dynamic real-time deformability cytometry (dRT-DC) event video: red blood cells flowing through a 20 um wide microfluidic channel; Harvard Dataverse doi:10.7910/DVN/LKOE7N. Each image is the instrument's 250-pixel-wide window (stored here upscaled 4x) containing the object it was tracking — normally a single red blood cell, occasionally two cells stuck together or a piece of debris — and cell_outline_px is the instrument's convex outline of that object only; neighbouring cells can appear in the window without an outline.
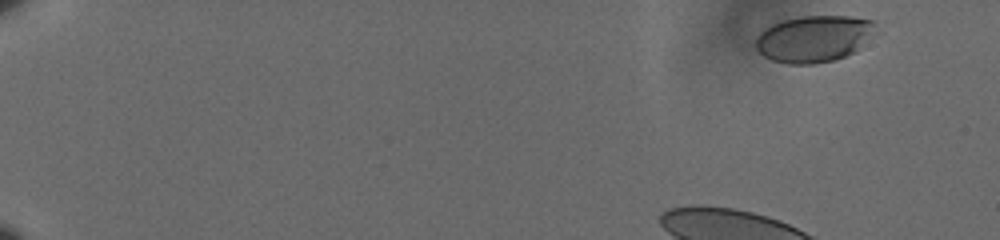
{"species": "human", "species_latin": "Homo sapiens", "temperature_condition": "cold", "stored_images_in_passage": 35, "camera_frame_rate_fps": 3000, "um_per_image_px": 0.085, "donor": {"sex": "male"}, "frame": {"image": 1, "passage_image": 3, "time_ms": 0.667, "image_size_px": [1000, 240], "cell_outline_px": [[876, 24], [856, 48], [852, 52], [844, 56], [832, 60], [812, 64], [788, 64], [772, 60], [764, 56], [756, 48], [756, 40], [760, 32], [764, 28], [772, 24], [784, 20], [804, 16], [852, 16], [876, 20]], "centroid_in_image_um": [69.1, 3.28], "position_along_channel_um": 15.9, "area_um2": 31.79}}
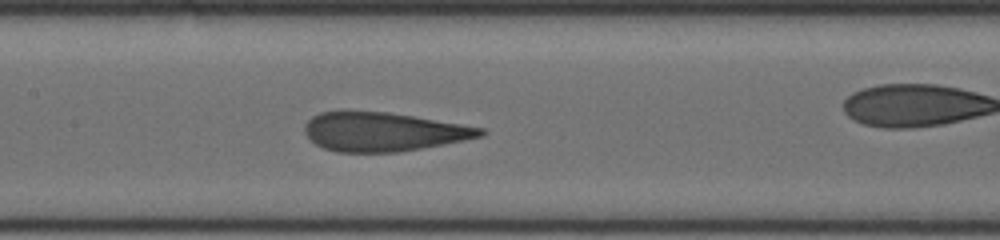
{"frame": {"image": 2, "passage_image": 26, "time_ms": 8.333, "image_size_px": [1000, 240], "cell_outline_px": [[488, 132], [484, 136], [444, 144], [396, 152], [336, 152], [324, 148], [316, 144], [304, 132], [304, 124], [312, 116], [320, 112], [344, 108], [388, 112], [484, 128]], "centroid_in_image_um": [32.52, 11.16], "position_along_channel_um": 174.9, "area_um2": 40.4}}
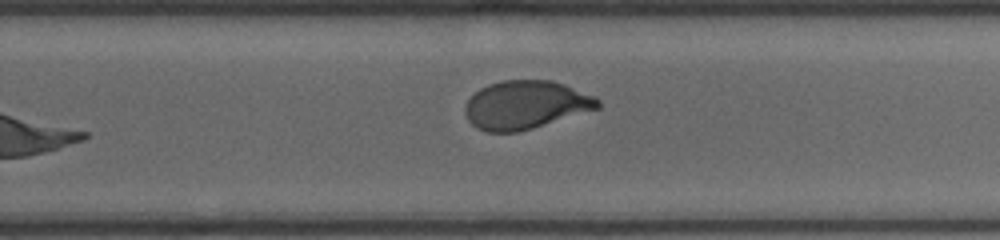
{"frame": {"image": 3, "passage_image": 35, "time_ms": 11.333, "image_size_px": [1000, 240], "cell_outline_px": [[600, 108], [532, 128], [516, 132], [488, 132], [476, 128], [468, 120], [464, 112], [464, 108], [468, 100], [480, 88], [488, 84], [504, 80], [552, 80], [564, 84], [596, 96], [600, 100]], "centroid_in_image_um": [44.69, 8.91], "position_along_channel_um": 285.1, "area_um2": 37.4}}